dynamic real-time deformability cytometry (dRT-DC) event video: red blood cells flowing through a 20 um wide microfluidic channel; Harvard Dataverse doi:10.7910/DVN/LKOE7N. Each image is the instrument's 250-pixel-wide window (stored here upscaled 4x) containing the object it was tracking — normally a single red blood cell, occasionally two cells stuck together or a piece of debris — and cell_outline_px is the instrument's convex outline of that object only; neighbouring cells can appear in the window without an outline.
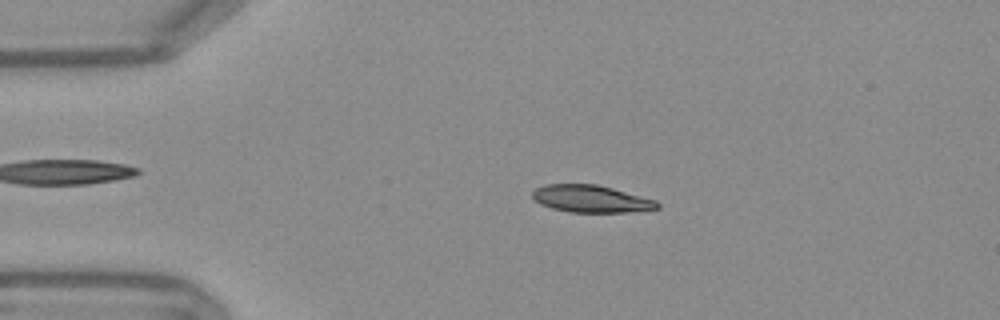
{"species": "Egyptian fruit bat (a non-hibernating species)", "species_latin": "Rousettus aegyptiacus", "temperature_condition": "warm", "stored_images_in_passage": 52, "camera_frame_rate_fps": 3000, "um_per_image_px": 0.085, "frame": {"image": 1, "passage_image": 10, "time_ms": 3.0, "image_size_px": [1000, 320], "cell_outline_px": [[660, 208], [628, 212], [568, 212], [552, 208], [540, 204], [532, 196], [532, 192], [536, 188], [544, 184], [596, 184], [612, 188], [656, 200], [660, 204]], "centroid_in_image_um": [50.23, 16.9], "position_along_channel_um": 34.8, "area_um2": 19.77}}
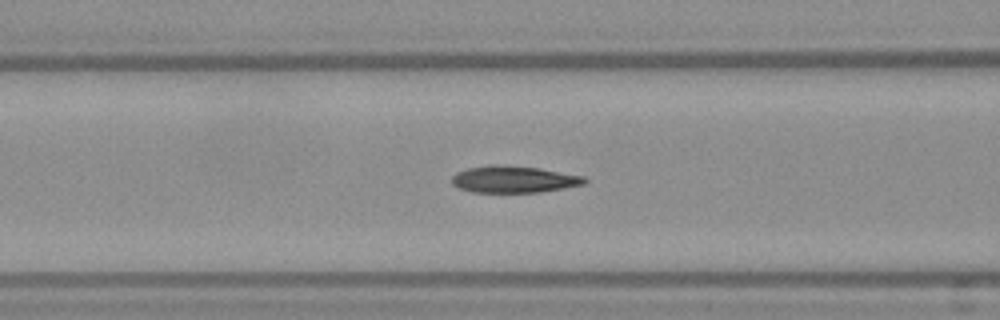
{"frame": {"image": 2, "passage_image": 20, "time_ms": 6.333, "image_size_px": [1000, 320], "cell_outline_px": [[588, 180], [584, 184], [564, 188], [540, 192], [472, 192], [456, 188], [452, 184], [452, 176], [456, 172], [468, 168], [492, 164], [496, 164], [540, 168], [584, 176]], "centroid_in_image_um": [43.65, 15.24], "position_along_channel_um": 123.0, "area_um2": 20.87}}
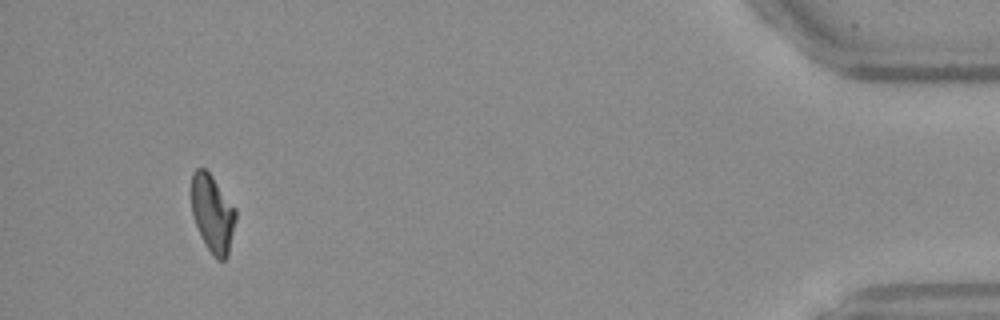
{"frame": {"image": 3, "passage_image": 49, "time_ms": 16.0, "image_size_px": [1000, 320], "cell_outline_px": [[236, 220], [228, 256], [224, 260], [216, 260], [212, 256], [200, 236], [192, 212], [192, 172], [196, 168], [204, 168], [212, 176], [236, 208]], "centroid_in_image_um": [18.08, 18.18], "position_along_channel_um": 417.1, "area_um2": 20.11}, "authors_computed_cell_mechanics": {"area_um2": 20.4323, "velocity_mm_per_s": 3.7963, "shape_relaxation_time_tau1_ms": null, "shape_relaxation_time_tau2_ms": 3.5504, "deformation_change_tau1": null, "deformation_change_tau2": 0.0748}}